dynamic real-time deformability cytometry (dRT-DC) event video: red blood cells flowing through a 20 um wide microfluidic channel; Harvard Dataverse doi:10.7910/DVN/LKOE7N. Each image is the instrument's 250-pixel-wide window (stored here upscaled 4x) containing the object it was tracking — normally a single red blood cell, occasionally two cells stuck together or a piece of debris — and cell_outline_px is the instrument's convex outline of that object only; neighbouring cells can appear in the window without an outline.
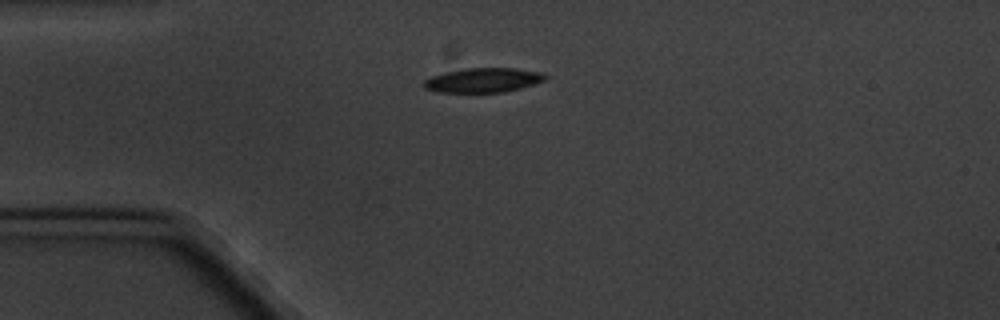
{"species": "common noctule bat (a hibernating species)", "species_latin": "Nyctalus noctula", "temperature_condition": "cold", "stored_images_in_passage": 2, "camera_frame_rate_fps": 3000, "um_per_image_px": 0.085, "animal": {"sex": "male", "body_mass_g": 20.1, "forearm_length_mm": 53.5}, "frame": {"image": 1, "passage_image": 1, "time_ms": 0.0, "image_size_px": [1000, 320], "cell_outline_px": [[548, 76], [544, 80], [520, 88], [504, 92], [440, 92], [424, 88], [424, 80], [432, 76], [444, 72], [464, 68], [516, 68], [540, 72]], "centroid_in_image_um": [41.06, 6.8], "position_along_channel_um": 43.9, "area_um2": 17.17}}